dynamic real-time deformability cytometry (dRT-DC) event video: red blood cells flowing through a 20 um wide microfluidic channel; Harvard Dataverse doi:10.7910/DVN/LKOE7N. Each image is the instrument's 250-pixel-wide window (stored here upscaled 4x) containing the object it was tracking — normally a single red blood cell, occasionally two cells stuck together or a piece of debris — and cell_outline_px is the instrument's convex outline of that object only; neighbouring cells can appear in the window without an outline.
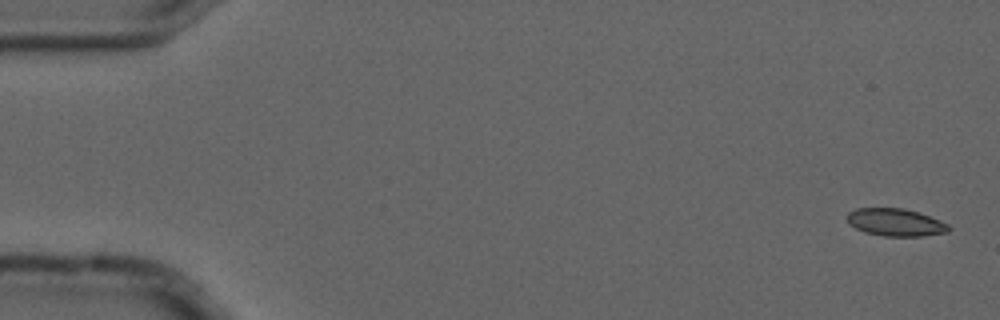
{"species": "common noctule bat (a hibernating species)", "species_latin": "Nyctalus noctula", "temperature_condition": "cold", "stored_images_in_passage": 4, "camera_frame_rate_fps": 3000, "um_per_image_px": 0.085, "animal": {"sex": "male", "forearm_length_mm": 52.5}, "frame": {"image": 1, "passage_image": 1, "time_ms": 0.0, "image_size_px": [1000, 320], "cell_outline_px": [[952, 228], [948, 232], [924, 236], [884, 236], [864, 232], [848, 224], [844, 216], [848, 212], [856, 208], [904, 208], [920, 212], [940, 220], [948, 224]], "centroid_in_image_um": [76.1, 18.89], "position_along_channel_um": 8.9, "area_um2": 16.65}}